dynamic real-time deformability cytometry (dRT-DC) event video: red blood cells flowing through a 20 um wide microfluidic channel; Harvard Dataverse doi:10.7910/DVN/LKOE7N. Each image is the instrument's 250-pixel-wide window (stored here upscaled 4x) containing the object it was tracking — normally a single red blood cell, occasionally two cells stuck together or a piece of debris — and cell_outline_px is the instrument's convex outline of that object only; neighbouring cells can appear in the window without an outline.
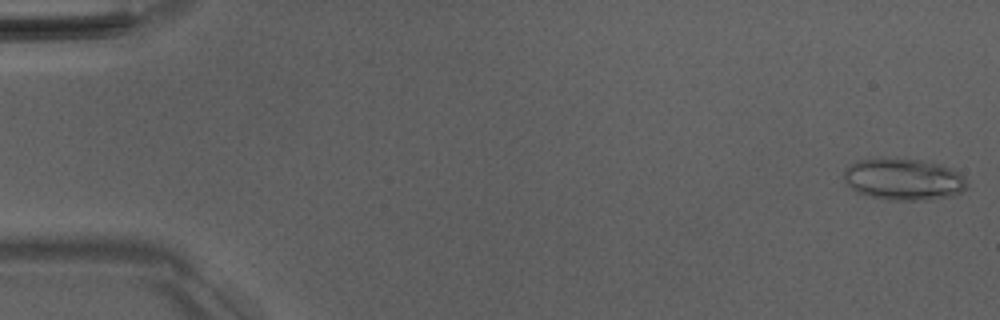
{"species": "Egyptian fruit bat (a non-hibernating species)", "species_latin": "Rousettus aegyptiacus", "temperature_condition": "room temperature", "stored_images_in_passage": 51, "camera_frame_rate_fps": 3000, "um_per_image_px": 0.085, "animal": {"sex": "male"}, "frame": {"image": 1, "passage_image": 1, "time_ms": 0.0, "image_size_px": [1000, 320], "cell_outline_px": [[968, 184], [956, 196], [924, 200], [892, 200], [872, 196], [856, 192], [844, 180], [844, 168], [848, 164], [856, 160], [920, 160], [940, 164], [952, 168], [960, 172], [964, 176]], "centroid_in_image_um": [76.84, 15.26], "position_along_channel_um": 8.2, "area_um2": 29.65}}
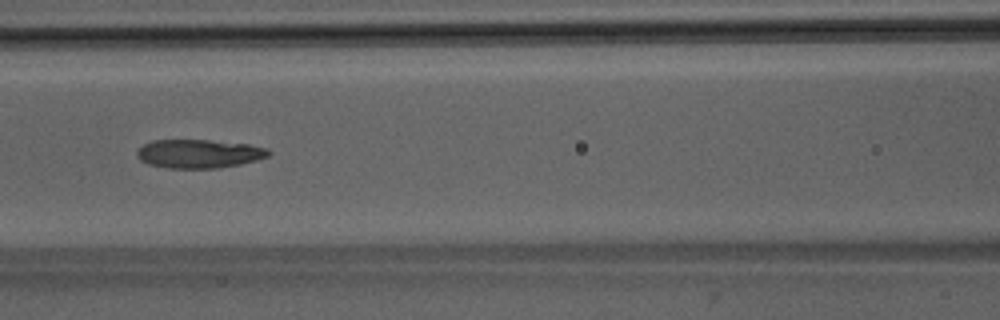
{"frame": {"image": 2, "passage_image": 23, "time_ms": 7.333, "image_size_px": [1000, 320], "cell_outline_px": [[272, 152], [268, 156], [256, 160], [240, 164], [220, 168], [168, 168], [148, 164], [140, 160], [136, 156], [136, 152], [144, 144], [152, 140], [208, 140], [248, 144], [268, 148]], "centroid_in_image_um": [16.91, 13.06], "position_along_channel_um": 149.7, "area_um2": 22.02}}
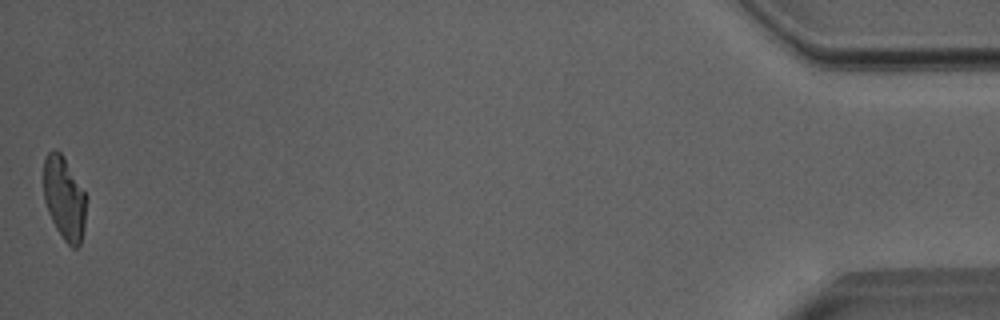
{"frame": {"image": 3, "passage_image": 51, "time_ms": 16.667, "image_size_px": [1000, 320], "cell_outline_px": [[88, 196], [84, 228], [80, 244], [76, 248], [72, 248], [64, 240], [56, 228], [48, 212], [44, 200], [44, 156], [48, 152], [56, 148], [64, 156]], "centroid_in_image_um": [5.49, 16.83], "position_along_channel_um": 429.7, "area_um2": 21.1}, "authors_computed_cell_mechanics": {"area_um2": 22.3686, "velocity_mm_per_s": 4.027, "shape_relaxation_time_tau1_ms": 4.6779, "shape_relaxation_time_tau2_ms": 3.1183, "deformation_change_tau1": 0.1946, "deformation_change_tau2": 0.1267}}